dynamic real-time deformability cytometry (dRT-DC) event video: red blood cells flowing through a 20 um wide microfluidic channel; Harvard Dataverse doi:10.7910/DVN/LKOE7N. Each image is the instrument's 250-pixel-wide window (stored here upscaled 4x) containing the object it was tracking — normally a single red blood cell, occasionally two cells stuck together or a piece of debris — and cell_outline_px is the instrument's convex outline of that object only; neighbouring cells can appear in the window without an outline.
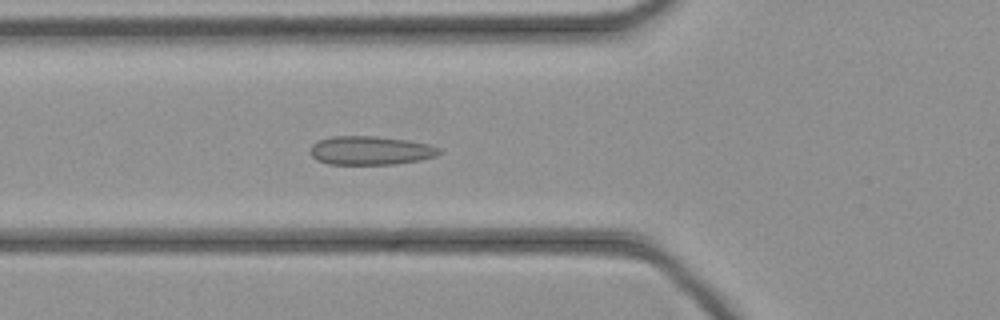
{"species": "common noctule bat (a hibernating species)", "species_latin": "Nyctalus noctula", "temperature_condition": "cold", "stored_images_in_passage": 34, "camera_frame_rate_fps": 3000, "um_per_image_px": 0.085, "animal": {"sex": "female", "body_mass_g": 21.9}, "frame": {"image": 1, "passage_image": 5, "time_ms": 1.333, "image_size_px": [1000, 320], "cell_outline_px": [[444, 152], [436, 156], [420, 160], [396, 164], [328, 164], [316, 160], [308, 152], [312, 144], [316, 140], [332, 136], [376, 136], [408, 140], [428, 144], [440, 148]], "centroid_in_image_um": [31.48, 12.79], "position_along_channel_um": 94.3, "area_um2": 21.91}}
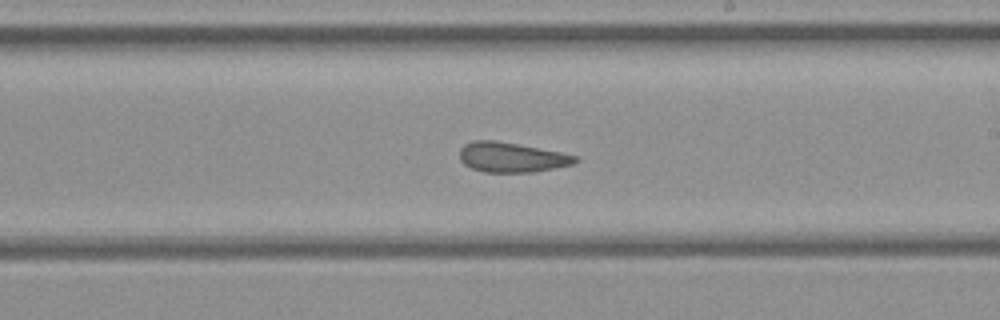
{"frame": {"image": 2, "passage_image": 15, "time_ms": 4.667, "image_size_px": [1000, 320], "cell_outline_px": [[580, 160], [572, 164], [532, 172], [484, 172], [472, 168], [464, 164], [460, 160], [460, 148], [464, 144], [472, 140], [496, 140], [560, 152], [580, 156]], "centroid_in_image_um": [43.47, 13.36], "position_along_channel_um": 245.5, "area_um2": 20.11}}
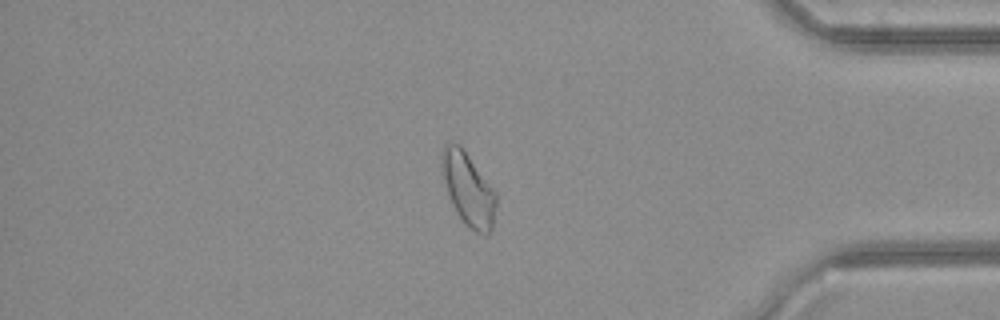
{"frame": {"image": 3, "passage_image": 27, "time_ms": 8.667, "image_size_px": [1000, 320], "cell_outline_px": [[496, 204], [492, 228], [488, 232], [476, 232], [456, 212], [452, 204], [440, 168], [440, 148], [444, 144], [460, 144], [496, 192]], "centroid_in_image_um": [39.77, 15.99], "position_along_channel_um": 395.4, "area_um2": 22.66}}